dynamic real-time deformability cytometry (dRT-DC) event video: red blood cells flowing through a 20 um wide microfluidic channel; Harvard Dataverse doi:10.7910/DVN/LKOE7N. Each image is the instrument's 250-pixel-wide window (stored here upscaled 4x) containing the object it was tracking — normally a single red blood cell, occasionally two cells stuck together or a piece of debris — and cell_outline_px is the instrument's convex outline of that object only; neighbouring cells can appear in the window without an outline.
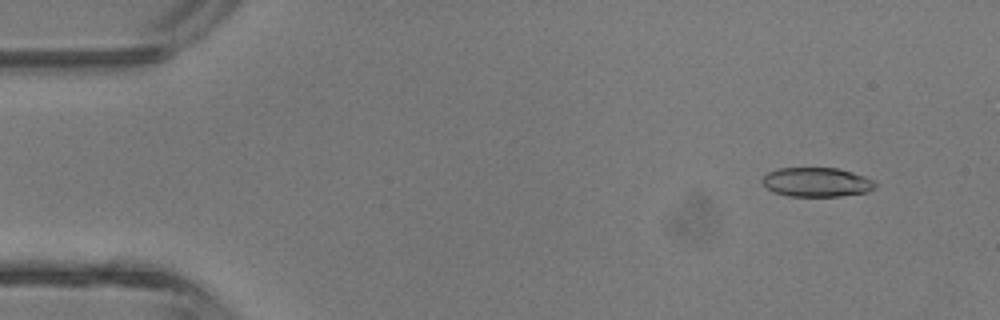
{"species": "common noctule bat (a hibernating species)", "species_latin": "Nyctalus noctula", "temperature_condition": "room temperature", "stored_images_in_passage": 43, "camera_frame_rate_fps": 3000, "um_per_image_px": 0.085, "animal": {"sex": "male", "body_mass_g": 13.3}, "frame": {"image": 1, "passage_image": 4, "time_ms": 1.0, "image_size_px": [1000, 320], "cell_outline_px": [[876, 188], [868, 192], [840, 196], [788, 196], [772, 192], [760, 180], [768, 172], [780, 168], [836, 168], [852, 172], [864, 176], [872, 180], [876, 184]], "centroid_in_image_um": [69.41, 15.49], "position_along_channel_um": 15.6, "area_um2": 19.25}}
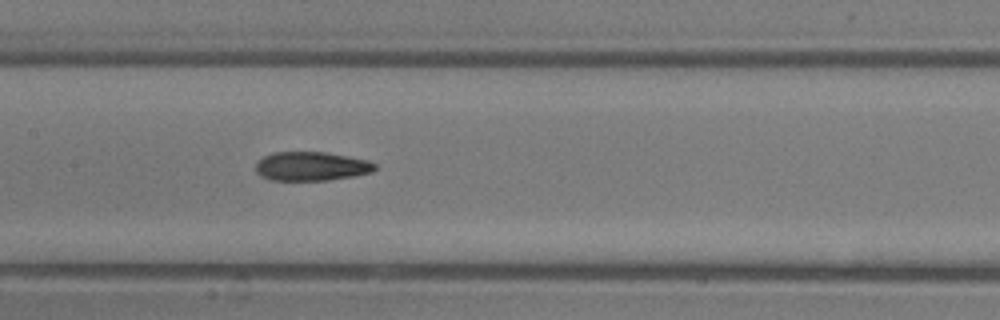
{"frame": {"image": 2, "passage_image": 21, "time_ms": 6.667, "image_size_px": [1000, 320], "cell_outline_px": [[376, 168], [372, 172], [352, 176], [328, 180], [272, 180], [260, 176], [256, 172], [256, 164], [264, 156], [272, 152], [328, 152], [368, 160], [376, 164]], "centroid_in_image_um": [26.46, 14.13], "position_along_channel_um": 180.9, "area_um2": 20.11}}
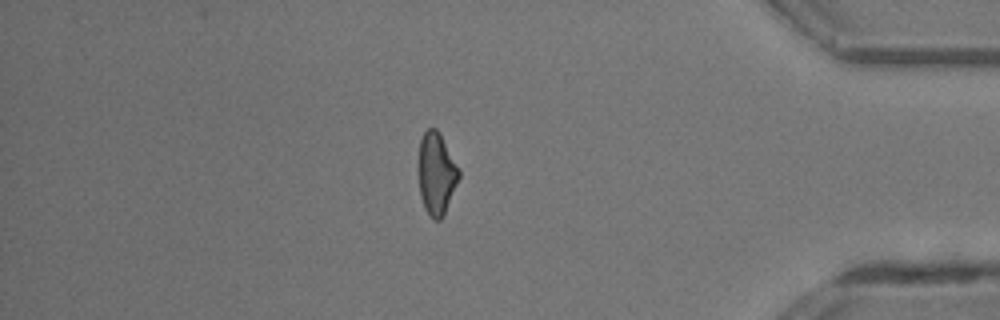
{"frame": {"image": 3, "passage_image": 37, "time_ms": 12.0, "image_size_px": [1000, 320], "cell_outline_px": [[460, 176], [444, 216], [440, 220], [432, 220], [428, 216], [424, 208], [420, 196], [420, 140], [424, 132], [428, 128], [436, 128], [460, 172]], "centroid_in_image_um": [37.1, 14.84], "position_along_channel_um": 398.1, "area_um2": 18.84}, "authors_computed_cell_mechanics": {"area_um2": 20.3456, "velocity_mm_per_s": 4.7735, "shape_relaxation_time_tau1_ms": null, "shape_relaxation_time_tau2_ms": 3.4232, "deformation_change_tau1": null, "deformation_change_tau2": 0.1145}}